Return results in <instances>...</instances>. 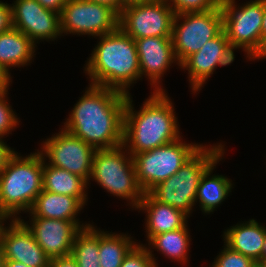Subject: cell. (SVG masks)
<instances>
[{
	"mask_svg": "<svg viewBox=\"0 0 266 267\" xmlns=\"http://www.w3.org/2000/svg\"><path fill=\"white\" fill-rule=\"evenodd\" d=\"M128 94L89 85L64 123V130L95 150L123 145L124 110Z\"/></svg>",
	"mask_w": 266,
	"mask_h": 267,
	"instance_id": "6da1fadb",
	"label": "cell"
},
{
	"mask_svg": "<svg viewBox=\"0 0 266 267\" xmlns=\"http://www.w3.org/2000/svg\"><path fill=\"white\" fill-rule=\"evenodd\" d=\"M131 98L129 93L124 110L123 146L132 156L181 137L176 112L165 92L153 91L139 111L134 110Z\"/></svg>",
	"mask_w": 266,
	"mask_h": 267,
	"instance_id": "7a4b0ae2",
	"label": "cell"
},
{
	"mask_svg": "<svg viewBox=\"0 0 266 267\" xmlns=\"http://www.w3.org/2000/svg\"><path fill=\"white\" fill-rule=\"evenodd\" d=\"M99 39L84 68L90 85L129 94L128 88L141 78L135 40L120 27Z\"/></svg>",
	"mask_w": 266,
	"mask_h": 267,
	"instance_id": "3957f363",
	"label": "cell"
},
{
	"mask_svg": "<svg viewBox=\"0 0 266 267\" xmlns=\"http://www.w3.org/2000/svg\"><path fill=\"white\" fill-rule=\"evenodd\" d=\"M37 151L26 157L15 152L0 173V212L10 219H20L21 211L29 212L43 190L44 158Z\"/></svg>",
	"mask_w": 266,
	"mask_h": 267,
	"instance_id": "277c9868",
	"label": "cell"
},
{
	"mask_svg": "<svg viewBox=\"0 0 266 267\" xmlns=\"http://www.w3.org/2000/svg\"><path fill=\"white\" fill-rule=\"evenodd\" d=\"M224 145H203L183 166L148 193L157 201L168 204L188 217L196 202L197 188L204 172L222 155Z\"/></svg>",
	"mask_w": 266,
	"mask_h": 267,
	"instance_id": "5b68a950",
	"label": "cell"
},
{
	"mask_svg": "<svg viewBox=\"0 0 266 267\" xmlns=\"http://www.w3.org/2000/svg\"><path fill=\"white\" fill-rule=\"evenodd\" d=\"M90 178L110 194L129 200L132 208H137L143 199L144 191L137 181L132 155L123 145L96 150Z\"/></svg>",
	"mask_w": 266,
	"mask_h": 267,
	"instance_id": "8992f818",
	"label": "cell"
},
{
	"mask_svg": "<svg viewBox=\"0 0 266 267\" xmlns=\"http://www.w3.org/2000/svg\"><path fill=\"white\" fill-rule=\"evenodd\" d=\"M181 139L132 156L137 181L144 193L176 174L203 146L198 143L186 144Z\"/></svg>",
	"mask_w": 266,
	"mask_h": 267,
	"instance_id": "52a82bcc",
	"label": "cell"
},
{
	"mask_svg": "<svg viewBox=\"0 0 266 267\" xmlns=\"http://www.w3.org/2000/svg\"><path fill=\"white\" fill-rule=\"evenodd\" d=\"M179 20H183V22ZM222 30L221 6L204 12L176 14L171 36L176 64L180 66L189 56L199 51L207 41L216 37Z\"/></svg>",
	"mask_w": 266,
	"mask_h": 267,
	"instance_id": "ba28073f",
	"label": "cell"
},
{
	"mask_svg": "<svg viewBox=\"0 0 266 267\" xmlns=\"http://www.w3.org/2000/svg\"><path fill=\"white\" fill-rule=\"evenodd\" d=\"M235 4V0H221L223 30L232 49L243 48L249 58L262 36L263 0H251L243 6Z\"/></svg>",
	"mask_w": 266,
	"mask_h": 267,
	"instance_id": "9c48e42d",
	"label": "cell"
},
{
	"mask_svg": "<svg viewBox=\"0 0 266 267\" xmlns=\"http://www.w3.org/2000/svg\"><path fill=\"white\" fill-rule=\"evenodd\" d=\"M175 12L166 0L126 4L119 14V27L134 40L171 37Z\"/></svg>",
	"mask_w": 266,
	"mask_h": 267,
	"instance_id": "30bf717a",
	"label": "cell"
},
{
	"mask_svg": "<svg viewBox=\"0 0 266 267\" xmlns=\"http://www.w3.org/2000/svg\"><path fill=\"white\" fill-rule=\"evenodd\" d=\"M60 21L62 34L99 37L119 27V14L104 4L87 0H65Z\"/></svg>",
	"mask_w": 266,
	"mask_h": 267,
	"instance_id": "8fae6325",
	"label": "cell"
},
{
	"mask_svg": "<svg viewBox=\"0 0 266 267\" xmlns=\"http://www.w3.org/2000/svg\"><path fill=\"white\" fill-rule=\"evenodd\" d=\"M42 145L40 152L43 158L48 157L49 165L79 175L89 185L92 159L96 151L92 146L63 128L56 135L46 139Z\"/></svg>",
	"mask_w": 266,
	"mask_h": 267,
	"instance_id": "7c38bea8",
	"label": "cell"
},
{
	"mask_svg": "<svg viewBox=\"0 0 266 267\" xmlns=\"http://www.w3.org/2000/svg\"><path fill=\"white\" fill-rule=\"evenodd\" d=\"M13 5V6H12ZM12 25L35 44L53 41L61 33L60 14L44 8L36 0H16L11 4Z\"/></svg>",
	"mask_w": 266,
	"mask_h": 267,
	"instance_id": "4fadbf2b",
	"label": "cell"
},
{
	"mask_svg": "<svg viewBox=\"0 0 266 267\" xmlns=\"http://www.w3.org/2000/svg\"><path fill=\"white\" fill-rule=\"evenodd\" d=\"M234 60V50L222 30L216 37L207 41L199 51L189 56L180 68L188 70L192 91L196 93L201 90L218 65L226 66Z\"/></svg>",
	"mask_w": 266,
	"mask_h": 267,
	"instance_id": "5bb4252c",
	"label": "cell"
},
{
	"mask_svg": "<svg viewBox=\"0 0 266 267\" xmlns=\"http://www.w3.org/2000/svg\"><path fill=\"white\" fill-rule=\"evenodd\" d=\"M11 220L10 227L4 226L0 236L4 259L28 267H48L50 258L35 241L31 231L20 219Z\"/></svg>",
	"mask_w": 266,
	"mask_h": 267,
	"instance_id": "9a60e30c",
	"label": "cell"
},
{
	"mask_svg": "<svg viewBox=\"0 0 266 267\" xmlns=\"http://www.w3.org/2000/svg\"><path fill=\"white\" fill-rule=\"evenodd\" d=\"M20 220L50 259L70 255L75 236L81 230L74 222L66 220L31 217V226Z\"/></svg>",
	"mask_w": 266,
	"mask_h": 267,
	"instance_id": "2e32d148",
	"label": "cell"
},
{
	"mask_svg": "<svg viewBox=\"0 0 266 267\" xmlns=\"http://www.w3.org/2000/svg\"><path fill=\"white\" fill-rule=\"evenodd\" d=\"M141 77L148 76L154 92H166L160 84V79L176 62L171 37H145L135 40Z\"/></svg>",
	"mask_w": 266,
	"mask_h": 267,
	"instance_id": "e0dca14e",
	"label": "cell"
},
{
	"mask_svg": "<svg viewBox=\"0 0 266 267\" xmlns=\"http://www.w3.org/2000/svg\"><path fill=\"white\" fill-rule=\"evenodd\" d=\"M88 198H75L42 190L29 210L31 217H42L74 222L80 229L91 224H80L76 218ZM76 216V217H75Z\"/></svg>",
	"mask_w": 266,
	"mask_h": 267,
	"instance_id": "ac0fdd59",
	"label": "cell"
},
{
	"mask_svg": "<svg viewBox=\"0 0 266 267\" xmlns=\"http://www.w3.org/2000/svg\"><path fill=\"white\" fill-rule=\"evenodd\" d=\"M136 209L147 212L145 227L148 241L157 234L183 228L187 224L185 213L155 200L149 193H144Z\"/></svg>",
	"mask_w": 266,
	"mask_h": 267,
	"instance_id": "d6986e66",
	"label": "cell"
},
{
	"mask_svg": "<svg viewBox=\"0 0 266 267\" xmlns=\"http://www.w3.org/2000/svg\"><path fill=\"white\" fill-rule=\"evenodd\" d=\"M266 235V227L251 219L247 223L231 226L224 231L223 241L231 249L261 263V251Z\"/></svg>",
	"mask_w": 266,
	"mask_h": 267,
	"instance_id": "ffe728a7",
	"label": "cell"
},
{
	"mask_svg": "<svg viewBox=\"0 0 266 267\" xmlns=\"http://www.w3.org/2000/svg\"><path fill=\"white\" fill-rule=\"evenodd\" d=\"M36 46L27 35L13 27L0 33V65L9 72L11 67L31 63Z\"/></svg>",
	"mask_w": 266,
	"mask_h": 267,
	"instance_id": "44dd1931",
	"label": "cell"
},
{
	"mask_svg": "<svg viewBox=\"0 0 266 267\" xmlns=\"http://www.w3.org/2000/svg\"><path fill=\"white\" fill-rule=\"evenodd\" d=\"M222 157L223 155L204 172L199 181L195 204L199 199L201 210L205 214L213 212L227 198L233 188L232 181L227 177L211 175L217 163L223 159Z\"/></svg>",
	"mask_w": 266,
	"mask_h": 267,
	"instance_id": "7402d4cb",
	"label": "cell"
},
{
	"mask_svg": "<svg viewBox=\"0 0 266 267\" xmlns=\"http://www.w3.org/2000/svg\"><path fill=\"white\" fill-rule=\"evenodd\" d=\"M43 162V190L69 195L75 198H87L88 182L79 175Z\"/></svg>",
	"mask_w": 266,
	"mask_h": 267,
	"instance_id": "603a6c76",
	"label": "cell"
},
{
	"mask_svg": "<svg viewBox=\"0 0 266 267\" xmlns=\"http://www.w3.org/2000/svg\"><path fill=\"white\" fill-rule=\"evenodd\" d=\"M137 243L126 234L99 231V262L101 267H120L125 256Z\"/></svg>",
	"mask_w": 266,
	"mask_h": 267,
	"instance_id": "cb8c5ba5",
	"label": "cell"
},
{
	"mask_svg": "<svg viewBox=\"0 0 266 267\" xmlns=\"http://www.w3.org/2000/svg\"><path fill=\"white\" fill-rule=\"evenodd\" d=\"M190 235L187 224L183 228L173 231L164 232L153 236L148 245H153V249L162 252L167 258H172L180 263L185 264L188 261V249Z\"/></svg>",
	"mask_w": 266,
	"mask_h": 267,
	"instance_id": "d4e9b609",
	"label": "cell"
},
{
	"mask_svg": "<svg viewBox=\"0 0 266 267\" xmlns=\"http://www.w3.org/2000/svg\"><path fill=\"white\" fill-rule=\"evenodd\" d=\"M79 267H101L99 262V230L90 225L75 236L70 254Z\"/></svg>",
	"mask_w": 266,
	"mask_h": 267,
	"instance_id": "484cf974",
	"label": "cell"
},
{
	"mask_svg": "<svg viewBox=\"0 0 266 267\" xmlns=\"http://www.w3.org/2000/svg\"><path fill=\"white\" fill-rule=\"evenodd\" d=\"M153 251L143 244H136L125 256L120 267H158Z\"/></svg>",
	"mask_w": 266,
	"mask_h": 267,
	"instance_id": "4316f807",
	"label": "cell"
},
{
	"mask_svg": "<svg viewBox=\"0 0 266 267\" xmlns=\"http://www.w3.org/2000/svg\"><path fill=\"white\" fill-rule=\"evenodd\" d=\"M175 14L204 12L219 8L221 0H166ZM172 5V6H171Z\"/></svg>",
	"mask_w": 266,
	"mask_h": 267,
	"instance_id": "83f0119b",
	"label": "cell"
},
{
	"mask_svg": "<svg viewBox=\"0 0 266 267\" xmlns=\"http://www.w3.org/2000/svg\"><path fill=\"white\" fill-rule=\"evenodd\" d=\"M224 245V249L217 255L212 267H252L255 264L251 258Z\"/></svg>",
	"mask_w": 266,
	"mask_h": 267,
	"instance_id": "f1b7e54d",
	"label": "cell"
},
{
	"mask_svg": "<svg viewBox=\"0 0 266 267\" xmlns=\"http://www.w3.org/2000/svg\"><path fill=\"white\" fill-rule=\"evenodd\" d=\"M8 92L0 93V138L8 135L19 125L17 115L12 110L11 105L7 102Z\"/></svg>",
	"mask_w": 266,
	"mask_h": 267,
	"instance_id": "f546056e",
	"label": "cell"
},
{
	"mask_svg": "<svg viewBox=\"0 0 266 267\" xmlns=\"http://www.w3.org/2000/svg\"><path fill=\"white\" fill-rule=\"evenodd\" d=\"M13 27L11 5L0 1V33L6 32Z\"/></svg>",
	"mask_w": 266,
	"mask_h": 267,
	"instance_id": "4dcf8cb0",
	"label": "cell"
},
{
	"mask_svg": "<svg viewBox=\"0 0 266 267\" xmlns=\"http://www.w3.org/2000/svg\"><path fill=\"white\" fill-rule=\"evenodd\" d=\"M48 267H79L76 260L71 256H63L50 259Z\"/></svg>",
	"mask_w": 266,
	"mask_h": 267,
	"instance_id": "1f68e13d",
	"label": "cell"
},
{
	"mask_svg": "<svg viewBox=\"0 0 266 267\" xmlns=\"http://www.w3.org/2000/svg\"><path fill=\"white\" fill-rule=\"evenodd\" d=\"M10 148L3 139L0 138V173L7 165L10 157L15 153L14 149Z\"/></svg>",
	"mask_w": 266,
	"mask_h": 267,
	"instance_id": "d6a6232c",
	"label": "cell"
},
{
	"mask_svg": "<svg viewBox=\"0 0 266 267\" xmlns=\"http://www.w3.org/2000/svg\"><path fill=\"white\" fill-rule=\"evenodd\" d=\"M44 8L61 14L65 0H36Z\"/></svg>",
	"mask_w": 266,
	"mask_h": 267,
	"instance_id": "836d02e7",
	"label": "cell"
},
{
	"mask_svg": "<svg viewBox=\"0 0 266 267\" xmlns=\"http://www.w3.org/2000/svg\"><path fill=\"white\" fill-rule=\"evenodd\" d=\"M87 1L107 5L111 7L113 10H115L118 14L122 12V9L126 5L124 3V0H87Z\"/></svg>",
	"mask_w": 266,
	"mask_h": 267,
	"instance_id": "e575fe53",
	"label": "cell"
},
{
	"mask_svg": "<svg viewBox=\"0 0 266 267\" xmlns=\"http://www.w3.org/2000/svg\"><path fill=\"white\" fill-rule=\"evenodd\" d=\"M266 59V36H261L260 43L248 60Z\"/></svg>",
	"mask_w": 266,
	"mask_h": 267,
	"instance_id": "d590c367",
	"label": "cell"
},
{
	"mask_svg": "<svg viewBox=\"0 0 266 267\" xmlns=\"http://www.w3.org/2000/svg\"><path fill=\"white\" fill-rule=\"evenodd\" d=\"M10 72H7L1 65H0V93L8 92L9 85L11 81Z\"/></svg>",
	"mask_w": 266,
	"mask_h": 267,
	"instance_id": "8d00e7d4",
	"label": "cell"
},
{
	"mask_svg": "<svg viewBox=\"0 0 266 267\" xmlns=\"http://www.w3.org/2000/svg\"><path fill=\"white\" fill-rule=\"evenodd\" d=\"M3 267H28L23 263L16 262L13 260H4Z\"/></svg>",
	"mask_w": 266,
	"mask_h": 267,
	"instance_id": "74e56055",
	"label": "cell"
},
{
	"mask_svg": "<svg viewBox=\"0 0 266 267\" xmlns=\"http://www.w3.org/2000/svg\"><path fill=\"white\" fill-rule=\"evenodd\" d=\"M263 13L262 36H266V0H263Z\"/></svg>",
	"mask_w": 266,
	"mask_h": 267,
	"instance_id": "f35d334b",
	"label": "cell"
},
{
	"mask_svg": "<svg viewBox=\"0 0 266 267\" xmlns=\"http://www.w3.org/2000/svg\"><path fill=\"white\" fill-rule=\"evenodd\" d=\"M7 219L9 218L4 213L0 212V236L2 229L4 228V221H6Z\"/></svg>",
	"mask_w": 266,
	"mask_h": 267,
	"instance_id": "ab89813d",
	"label": "cell"
},
{
	"mask_svg": "<svg viewBox=\"0 0 266 267\" xmlns=\"http://www.w3.org/2000/svg\"><path fill=\"white\" fill-rule=\"evenodd\" d=\"M266 260V235H265V240L263 244V248L261 251V262Z\"/></svg>",
	"mask_w": 266,
	"mask_h": 267,
	"instance_id": "60d3db41",
	"label": "cell"
},
{
	"mask_svg": "<svg viewBox=\"0 0 266 267\" xmlns=\"http://www.w3.org/2000/svg\"><path fill=\"white\" fill-rule=\"evenodd\" d=\"M4 254H3V250L1 248V245H0V267H3V264H4Z\"/></svg>",
	"mask_w": 266,
	"mask_h": 267,
	"instance_id": "b9f144b4",
	"label": "cell"
},
{
	"mask_svg": "<svg viewBox=\"0 0 266 267\" xmlns=\"http://www.w3.org/2000/svg\"><path fill=\"white\" fill-rule=\"evenodd\" d=\"M143 1H151V0H124L125 4H130L134 2H143Z\"/></svg>",
	"mask_w": 266,
	"mask_h": 267,
	"instance_id": "7bdbcfd3",
	"label": "cell"
},
{
	"mask_svg": "<svg viewBox=\"0 0 266 267\" xmlns=\"http://www.w3.org/2000/svg\"><path fill=\"white\" fill-rule=\"evenodd\" d=\"M252 267H264L262 263L255 262V264Z\"/></svg>",
	"mask_w": 266,
	"mask_h": 267,
	"instance_id": "ee69618b",
	"label": "cell"
},
{
	"mask_svg": "<svg viewBox=\"0 0 266 267\" xmlns=\"http://www.w3.org/2000/svg\"><path fill=\"white\" fill-rule=\"evenodd\" d=\"M264 267H266V260L261 262Z\"/></svg>",
	"mask_w": 266,
	"mask_h": 267,
	"instance_id": "f6af8a7d",
	"label": "cell"
}]
</instances>
